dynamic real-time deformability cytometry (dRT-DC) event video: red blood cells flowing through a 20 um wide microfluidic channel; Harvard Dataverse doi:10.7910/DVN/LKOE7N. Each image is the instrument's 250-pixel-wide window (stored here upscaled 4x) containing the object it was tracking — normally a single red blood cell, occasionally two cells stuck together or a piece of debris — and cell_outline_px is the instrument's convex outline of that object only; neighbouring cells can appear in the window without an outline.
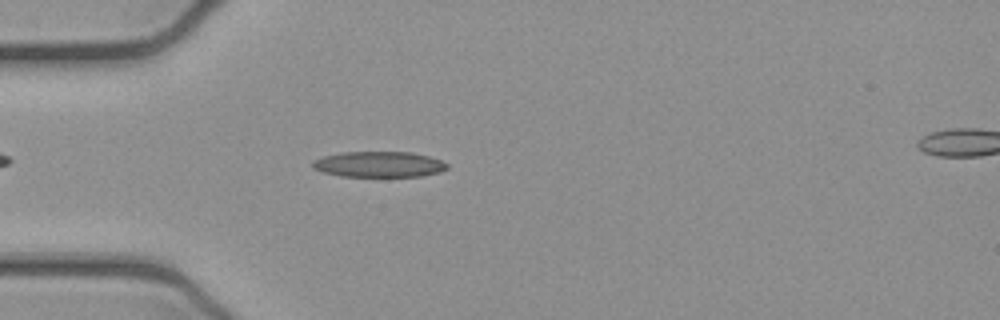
{"species": "common noctule bat (a hibernating species)", "species_latin": "Nyctalus noctula", "temperature_condition": "cold", "stored_images_in_passage": 42, "camera_frame_rate_fps": 3000, "um_per_image_px": 0.085, "animal": {"sex": "female", "body_mass_g": 21.9}, "frame": {"image": 1, "passage_image": 9, "time_ms": 2.667, "image_size_px": [1000, 320], "cell_outline_px": [[448, 168], [440, 172], [420, 176], [340, 176], [324, 172], [312, 168], [312, 160], [324, 156], [340, 152], [412, 152], [428, 156], [440, 160], [448, 164]], "centroid_in_image_um": [32.2, 13.96], "position_along_channel_um": 52.8, "area_um2": 20.11}}
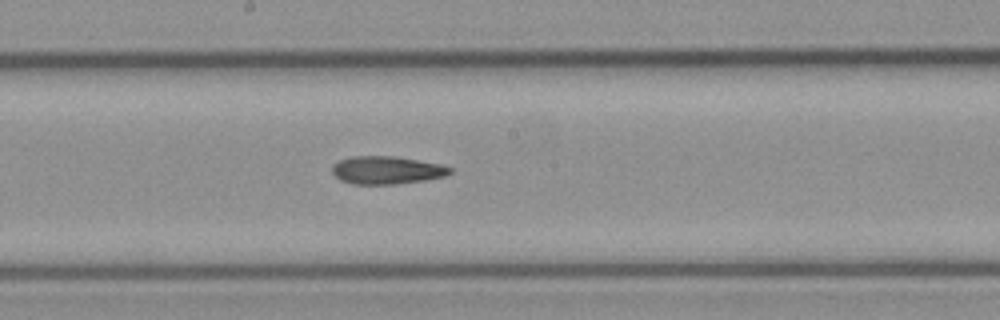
{"frame": {"image": 2, "passage_image": 22, "time_ms": 7.0, "image_size_px": [1000, 320], "cell_outline_px": [[452, 172], [444, 176], [424, 180], [392, 184], [352, 184], [340, 180], [332, 172], [332, 164], [340, 160], [352, 156], [396, 156], [440, 164], [452, 168]], "centroid_in_image_um": [32.84, 14.45], "position_along_channel_um": 215.4, "area_um2": 19.07}}
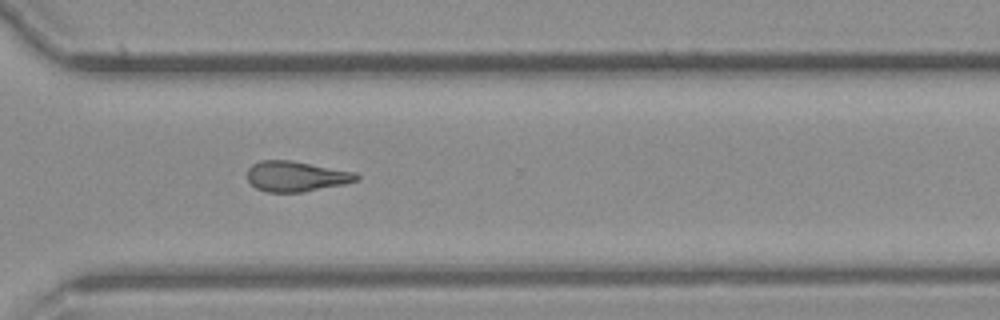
{"frame": {"image": 3, "passage_image": 32, "time_ms": 10.333, "image_size_px": [1000, 320], "cell_outline_px": [[360, 180], [344, 184], [304, 192], [268, 192], [256, 188], [248, 180], [248, 168], [252, 164], [260, 160], [292, 160], [356, 172], [360, 176]], "centroid_in_image_um": [25.2, 14.98], "position_along_channel_um": 345.4, "area_um2": 19.48}}